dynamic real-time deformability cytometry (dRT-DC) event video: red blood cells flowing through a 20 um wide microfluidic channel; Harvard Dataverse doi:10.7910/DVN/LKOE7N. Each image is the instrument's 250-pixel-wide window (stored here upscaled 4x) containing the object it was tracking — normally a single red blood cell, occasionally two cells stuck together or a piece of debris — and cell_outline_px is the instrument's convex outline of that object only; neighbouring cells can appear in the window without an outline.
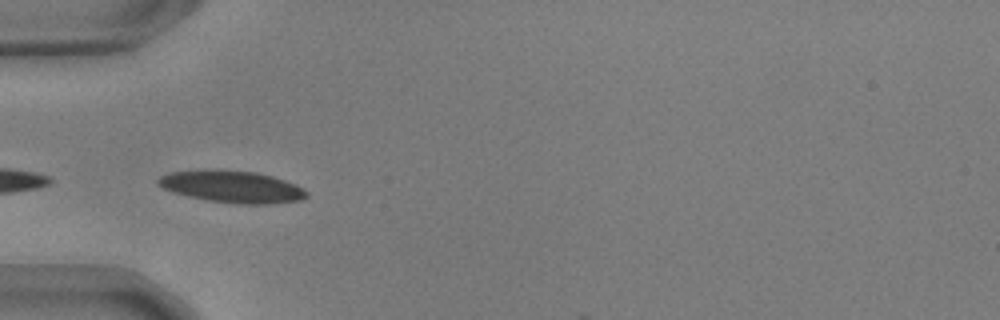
{"species": "common noctule bat (a hibernating species)", "species_latin": "Nyctalus noctula", "temperature_condition": "warm", "stored_images_in_passage": 24, "camera_frame_rate_fps": 3000, "um_per_image_px": 0.085, "animal": {"sex": "male", "body_mass_g": 17.9, "forearm_length_mm": 54.2}, "frame": {"image": 1, "passage_image": 16, "time_ms": 5.0, "image_size_px": [1000, 320], "cell_outline_px": [[308, 196], [300, 200], [272, 204], [236, 204], [208, 200], [188, 196], [172, 192], [160, 188], [156, 184], [156, 180], [160, 176], [168, 172], [216, 168], [256, 172], [272, 176], [296, 184], [304, 188], [308, 192]], "centroid_in_image_um": [19.68, 15.85], "position_along_channel_um": 65.3, "area_um2": 28.26}}